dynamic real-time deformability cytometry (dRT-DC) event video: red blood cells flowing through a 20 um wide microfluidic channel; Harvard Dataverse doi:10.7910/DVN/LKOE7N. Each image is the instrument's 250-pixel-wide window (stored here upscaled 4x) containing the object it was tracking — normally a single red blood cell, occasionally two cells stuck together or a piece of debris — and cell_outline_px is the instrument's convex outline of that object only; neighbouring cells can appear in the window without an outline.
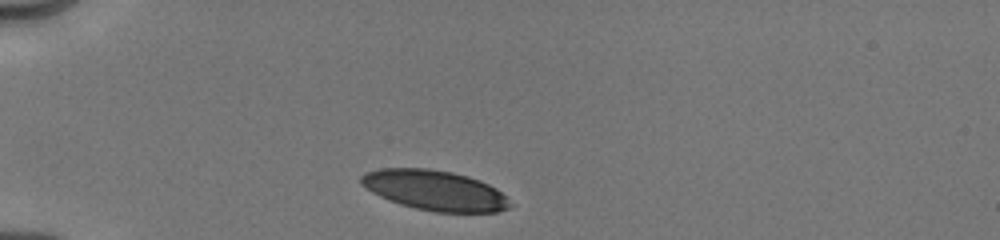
{"species": "human", "species_latin": "Homo sapiens", "temperature_condition": "cold", "stored_images_in_passage": 6, "camera_frame_rate_fps": 3000, "um_per_image_px": 0.085, "donor": {"sex": "male"}, "frame": {"image": 1, "passage_image": 1, "time_ms": 0.0, "image_size_px": [1000, 240], "cell_outline_px": [[516, 204], [508, 208], [496, 212], [436, 212], [416, 208], [400, 204], [388, 200], [364, 188], [360, 184], [360, 176], [364, 172], [380, 168], [428, 168], [452, 172], [468, 176], [480, 180], [496, 188], [508, 196]], "centroid_in_image_um": [36.98, 16.17], "position_along_channel_um": 48.0, "area_um2": 35.26}}
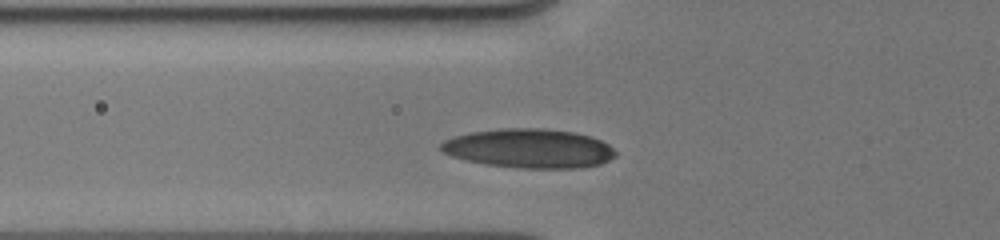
{"frame": {"image": 2, "passage_image": 3, "time_ms": 1.667, "image_size_px": [1000, 240], "cell_outline_px": [[616, 156], [600, 164], [580, 168], [520, 168], [484, 164], [464, 160], [452, 156], [444, 152], [440, 148], [440, 144], [444, 140], [452, 136], [468, 132], [500, 128], [544, 128], [572, 132], [592, 136], [608, 144], [616, 152]], "centroid_in_image_um": [44.95, 12.61], "position_along_channel_um": 80.9, "area_um2": 40.11}}
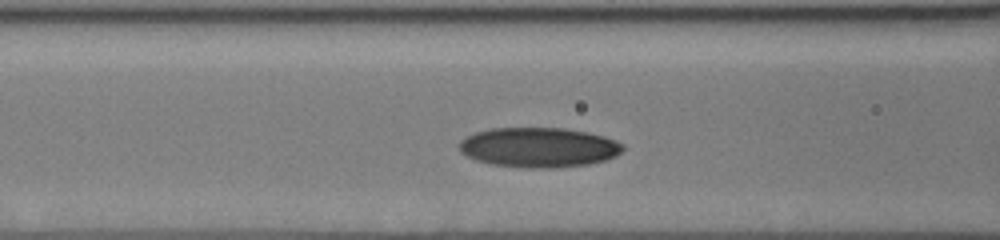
{"frame": {"image": 3, "passage_image": 5, "time_ms": 2.667, "image_size_px": [1000, 240], "cell_outline_px": [[624, 148], [616, 156], [608, 160], [588, 164], [556, 168], [528, 168], [492, 164], [476, 160], [460, 152], [456, 144], [464, 136], [476, 132], [492, 128], [564, 128], [604, 136], [616, 140], [624, 144]], "centroid_in_image_um": [45.78, 12.53], "position_along_channel_um": 120.8, "area_um2": 38.26}}